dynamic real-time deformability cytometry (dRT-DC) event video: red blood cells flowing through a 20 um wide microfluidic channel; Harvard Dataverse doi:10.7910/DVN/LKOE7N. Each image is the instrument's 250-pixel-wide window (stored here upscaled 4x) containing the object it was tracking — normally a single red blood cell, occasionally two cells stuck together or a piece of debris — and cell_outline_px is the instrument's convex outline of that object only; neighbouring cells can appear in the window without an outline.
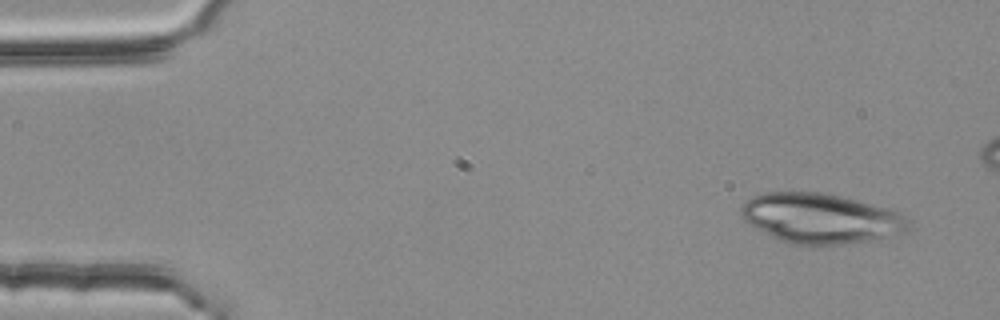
{"species": "common noctule bat (a hibernating species)", "species_latin": "Nyctalus noctula", "temperature_condition": "room temperature", "stored_images_in_passage": 4, "camera_frame_rate_fps": 3000, "um_per_image_px": 0.085, "animal": {"sex": "female", "body_mass_g": 25.1}, "frame": {"image": 1, "passage_image": 1, "time_ms": 0.0, "image_size_px": [1000, 320], "cell_outline_px": [[912, 220], [908, 228], [904, 232], [872, 240], [840, 244], [788, 244], [748, 224], [744, 220], [740, 212], [740, 208], [744, 200], [752, 196], [764, 192], [824, 192], [892, 208], [904, 212]], "centroid_in_image_um": [69.8, 18.53], "position_along_channel_um": 15.2, "area_um2": 49.25}}